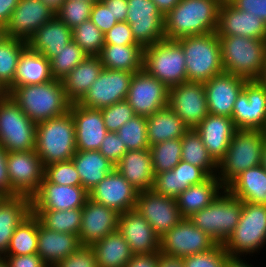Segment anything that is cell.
Listing matches in <instances>:
<instances>
[{"label":"cell","instance_id":"51","mask_svg":"<svg viewBox=\"0 0 266 267\" xmlns=\"http://www.w3.org/2000/svg\"><path fill=\"white\" fill-rule=\"evenodd\" d=\"M100 110L108 132H117L122 125L135 116L133 108L126 100Z\"/></svg>","mask_w":266,"mask_h":267},{"label":"cell","instance_id":"1","mask_svg":"<svg viewBox=\"0 0 266 267\" xmlns=\"http://www.w3.org/2000/svg\"><path fill=\"white\" fill-rule=\"evenodd\" d=\"M223 0H180L164 16L166 40L216 32Z\"/></svg>","mask_w":266,"mask_h":267},{"label":"cell","instance_id":"29","mask_svg":"<svg viewBox=\"0 0 266 267\" xmlns=\"http://www.w3.org/2000/svg\"><path fill=\"white\" fill-rule=\"evenodd\" d=\"M115 169L139 192L152 189L155 175L150 149L127 151Z\"/></svg>","mask_w":266,"mask_h":267},{"label":"cell","instance_id":"28","mask_svg":"<svg viewBox=\"0 0 266 267\" xmlns=\"http://www.w3.org/2000/svg\"><path fill=\"white\" fill-rule=\"evenodd\" d=\"M80 246L77 235L49 230L38 219L37 254L48 267H55Z\"/></svg>","mask_w":266,"mask_h":267},{"label":"cell","instance_id":"35","mask_svg":"<svg viewBox=\"0 0 266 267\" xmlns=\"http://www.w3.org/2000/svg\"><path fill=\"white\" fill-rule=\"evenodd\" d=\"M81 186L89 192L115 169V165L98 150L76 151L72 157Z\"/></svg>","mask_w":266,"mask_h":267},{"label":"cell","instance_id":"15","mask_svg":"<svg viewBox=\"0 0 266 267\" xmlns=\"http://www.w3.org/2000/svg\"><path fill=\"white\" fill-rule=\"evenodd\" d=\"M217 242L196 227L189 218H183L160 238V253L183 258L213 248Z\"/></svg>","mask_w":266,"mask_h":267},{"label":"cell","instance_id":"66","mask_svg":"<svg viewBox=\"0 0 266 267\" xmlns=\"http://www.w3.org/2000/svg\"><path fill=\"white\" fill-rule=\"evenodd\" d=\"M225 267H254V266H253V264L248 263L245 260V258L242 259V258H231V257H229L227 262H226V266Z\"/></svg>","mask_w":266,"mask_h":267},{"label":"cell","instance_id":"43","mask_svg":"<svg viewBox=\"0 0 266 267\" xmlns=\"http://www.w3.org/2000/svg\"><path fill=\"white\" fill-rule=\"evenodd\" d=\"M38 218L31 213L15 229L6 255H30L37 253Z\"/></svg>","mask_w":266,"mask_h":267},{"label":"cell","instance_id":"16","mask_svg":"<svg viewBox=\"0 0 266 267\" xmlns=\"http://www.w3.org/2000/svg\"><path fill=\"white\" fill-rule=\"evenodd\" d=\"M168 106L189 129L209 114L203 82H185L169 88Z\"/></svg>","mask_w":266,"mask_h":267},{"label":"cell","instance_id":"9","mask_svg":"<svg viewBox=\"0 0 266 267\" xmlns=\"http://www.w3.org/2000/svg\"><path fill=\"white\" fill-rule=\"evenodd\" d=\"M143 69L168 88L187 82L184 52L175 40L164 39L144 48Z\"/></svg>","mask_w":266,"mask_h":267},{"label":"cell","instance_id":"61","mask_svg":"<svg viewBox=\"0 0 266 267\" xmlns=\"http://www.w3.org/2000/svg\"><path fill=\"white\" fill-rule=\"evenodd\" d=\"M159 253L160 252L133 255L125 267H157Z\"/></svg>","mask_w":266,"mask_h":267},{"label":"cell","instance_id":"41","mask_svg":"<svg viewBox=\"0 0 266 267\" xmlns=\"http://www.w3.org/2000/svg\"><path fill=\"white\" fill-rule=\"evenodd\" d=\"M27 47V42L10 37L0 42V90L3 93L13 85L17 64Z\"/></svg>","mask_w":266,"mask_h":267},{"label":"cell","instance_id":"58","mask_svg":"<svg viewBox=\"0 0 266 267\" xmlns=\"http://www.w3.org/2000/svg\"><path fill=\"white\" fill-rule=\"evenodd\" d=\"M238 10L258 16L266 23V0H227Z\"/></svg>","mask_w":266,"mask_h":267},{"label":"cell","instance_id":"20","mask_svg":"<svg viewBox=\"0 0 266 267\" xmlns=\"http://www.w3.org/2000/svg\"><path fill=\"white\" fill-rule=\"evenodd\" d=\"M88 193L90 199L120 214L136 208L139 191L114 169Z\"/></svg>","mask_w":266,"mask_h":267},{"label":"cell","instance_id":"54","mask_svg":"<svg viewBox=\"0 0 266 267\" xmlns=\"http://www.w3.org/2000/svg\"><path fill=\"white\" fill-rule=\"evenodd\" d=\"M55 267H98V265L92 247L81 245Z\"/></svg>","mask_w":266,"mask_h":267},{"label":"cell","instance_id":"13","mask_svg":"<svg viewBox=\"0 0 266 267\" xmlns=\"http://www.w3.org/2000/svg\"><path fill=\"white\" fill-rule=\"evenodd\" d=\"M133 74L134 72L103 68L78 104L100 110L126 100Z\"/></svg>","mask_w":266,"mask_h":267},{"label":"cell","instance_id":"67","mask_svg":"<svg viewBox=\"0 0 266 267\" xmlns=\"http://www.w3.org/2000/svg\"><path fill=\"white\" fill-rule=\"evenodd\" d=\"M41 1L56 12L61 7V5L65 0H41Z\"/></svg>","mask_w":266,"mask_h":267},{"label":"cell","instance_id":"11","mask_svg":"<svg viewBox=\"0 0 266 267\" xmlns=\"http://www.w3.org/2000/svg\"><path fill=\"white\" fill-rule=\"evenodd\" d=\"M7 170L11 197L32 198L44 178V166L35 150L7 152Z\"/></svg>","mask_w":266,"mask_h":267},{"label":"cell","instance_id":"65","mask_svg":"<svg viewBox=\"0 0 266 267\" xmlns=\"http://www.w3.org/2000/svg\"><path fill=\"white\" fill-rule=\"evenodd\" d=\"M159 11L165 16L169 11H171L180 0H152Z\"/></svg>","mask_w":266,"mask_h":267},{"label":"cell","instance_id":"70","mask_svg":"<svg viewBox=\"0 0 266 267\" xmlns=\"http://www.w3.org/2000/svg\"><path fill=\"white\" fill-rule=\"evenodd\" d=\"M6 38V29L5 25L0 23V42Z\"/></svg>","mask_w":266,"mask_h":267},{"label":"cell","instance_id":"60","mask_svg":"<svg viewBox=\"0 0 266 267\" xmlns=\"http://www.w3.org/2000/svg\"><path fill=\"white\" fill-rule=\"evenodd\" d=\"M0 197H11V186L7 170V152L0 145Z\"/></svg>","mask_w":266,"mask_h":267},{"label":"cell","instance_id":"24","mask_svg":"<svg viewBox=\"0 0 266 267\" xmlns=\"http://www.w3.org/2000/svg\"><path fill=\"white\" fill-rule=\"evenodd\" d=\"M118 231L134 255L160 252V237L136 208L119 214Z\"/></svg>","mask_w":266,"mask_h":267},{"label":"cell","instance_id":"47","mask_svg":"<svg viewBox=\"0 0 266 267\" xmlns=\"http://www.w3.org/2000/svg\"><path fill=\"white\" fill-rule=\"evenodd\" d=\"M72 40L88 56H99L104 46V33L89 19L72 29Z\"/></svg>","mask_w":266,"mask_h":267},{"label":"cell","instance_id":"39","mask_svg":"<svg viewBox=\"0 0 266 267\" xmlns=\"http://www.w3.org/2000/svg\"><path fill=\"white\" fill-rule=\"evenodd\" d=\"M91 247L98 267H125L134 255L118 230L103 237Z\"/></svg>","mask_w":266,"mask_h":267},{"label":"cell","instance_id":"46","mask_svg":"<svg viewBox=\"0 0 266 267\" xmlns=\"http://www.w3.org/2000/svg\"><path fill=\"white\" fill-rule=\"evenodd\" d=\"M127 151L149 149L147 139V118L135 115L116 132Z\"/></svg>","mask_w":266,"mask_h":267},{"label":"cell","instance_id":"34","mask_svg":"<svg viewBox=\"0 0 266 267\" xmlns=\"http://www.w3.org/2000/svg\"><path fill=\"white\" fill-rule=\"evenodd\" d=\"M225 189L242 202L266 205V170L262 165L248 168Z\"/></svg>","mask_w":266,"mask_h":267},{"label":"cell","instance_id":"22","mask_svg":"<svg viewBox=\"0 0 266 267\" xmlns=\"http://www.w3.org/2000/svg\"><path fill=\"white\" fill-rule=\"evenodd\" d=\"M247 81L235 74L223 72L203 82L208 112L231 117L234 103Z\"/></svg>","mask_w":266,"mask_h":267},{"label":"cell","instance_id":"69","mask_svg":"<svg viewBox=\"0 0 266 267\" xmlns=\"http://www.w3.org/2000/svg\"><path fill=\"white\" fill-rule=\"evenodd\" d=\"M261 165L266 170V137L264 140V146H263V150H262Z\"/></svg>","mask_w":266,"mask_h":267},{"label":"cell","instance_id":"62","mask_svg":"<svg viewBox=\"0 0 266 267\" xmlns=\"http://www.w3.org/2000/svg\"><path fill=\"white\" fill-rule=\"evenodd\" d=\"M118 22L126 21L128 0H101Z\"/></svg>","mask_w":266,"mask_h":267},{"label":"cell","instance_id":"48","mask_svg":"<svg viewBox=\"0 0 266 267\" xmlns=\"http://www.w3.org/2000/svg\"><path fill=\"white\" fill-rule=\"evenodd\" d=\"M94 2L87 0H65L55 15L69 28L74 29L90 19Z\"/></svg>","mask_w":266,"mask_h":267},{"label":"cell","instance_id":"40","mask_svg":"<svg viewBox=\"0 0 266 267\" xmlns=\"http://www.w3.org/2000/svg\"><path fill=\"white\" fill-rule=\"evenodd\" d=\"M181 160L202 168L209 176L217 175L218 163L208 153L195 129H188L181 138Z\"/></svg>","mask_w":266,"mask_h":267},{"label":"cell","instance_id":"68","mask_svg":"<svg viewBox=\"0 0 266 267\" xmlns=\"http://www.w3.org/2000/svg\"><path fill=\"white\" fill-rule=\"evenodd\" d=\"M257 81L266 89V56L263 64V70L257 79Z\"/></svg>","mask_w":266,"mask_h":267},{"label":"cell","instance_id":"12","mask_svg":"<svg viewBox=\"0 0 266 267\" xmlns=\"http://www.w3.org/2000/svg\"><path fill=\"white\" fill-rule=\"evenodd\" d=\"M126 22L143 49L165 39L164 15L152 0H128Z\"/></svg>","mask_w":266,"mask_h":267},{"label":"cell","instance_id":"26","mask_svg":"<svg viewBox=\"0 0 266 267\" xmlns=\"http://www.w3.org/2000/svg\"><path fill=\"white\" fill-rule=\"evenodd\" d=\"M75 123V140L78 151L99 150L108 133L101 110L72 103L69 110Z\"/></svg>","mask_w":266,"mask_h":267},{"label":"cell","instance_id":"45","mask_svg":"<svg viewBox=\"0 0 266 267\" xmlns=\"http://www.w3.org/2000/svg\"><path fill=\"white\" fill-rule=\"evenodd\" d=\"M88 55L85 51L71 40L58 55L50 59V69L53 79L62 80Z\"/></svg>","mask_w":266,"mask_h":267},{"label":"cell","instance_id":"50","mask_svg":"<svg viewBox=\"0 0 266 267\" xmlns=\"http://www.w3.org/2000/svg\"><path fill=\"white\" fill-rule=\"evenodd\" d=\"M229 254L222 244L213 248L182 258L184 267H225Z\"/></svg>","mask_w":266,"mask_h":267},{"label":"cell","instance_id":"38","mask_svg":"<svg viewBox=\"0 0 266 267\" xmlns=\"http://www.w3.org/2000/svg\"><path fill=\"white\" fill-rule=\"evenodd\" d=\"M143 50L139 44H104L99 58L105 69L135 73L143 69Z\"/></svg>","mask_w":266,"mask_h":267},{"label":"cell","instance_id":"32","mask_svg":"<svg viewBox=\"0 0 266 267\" xmlns=\"http://www.w3.org/2000/svg\"><path fill=\"white\" fill-rule=\"evenodd\" d=\"M224 189L216 175L209 176L204 182L191 185L176 197L182 217L189 218L209 206Z\"/></svg>","mask_w":266,"mask_h":267},{"label":"cell","instance_id":"27","mask_svg":"<svg viewBox=\"0 0 266 267\" xmlns=\"http://www.w3.org/2000/svg\"><path fill=\"white\" fill-rule=\"evenodd\" d=\"M208 153L218 163L227 153L237 128L231 117L208 114L195 128Z\"/></svg>","mask_w":266,"mask_h":267},{"label":"cell","instance_id":"14","mask_svg":"<svg viewBox=\"0 0 266 267\" xmlns=\"http://www.w3.org/2000/svg\"><path fill=\"white\" fill-rule=\"evenodd\" d=\"M168 97L169 88L142 69L133 74L126 101L135 115L147 118L167 107Z\"/></svg>","mask_w":266,"mask_h":267},{"label":"cell","instance_id":"49","mask_svg":"<svg viewBox=\"0 0 266 267\" xmlns=\"http://www.w3.org/2000/svg\"><path fill=\"white\" fill-rule=\"evenodd\" d=\"M44 178L58 185L81 186V180L72 159L45 166Z\"/></svg>","mask_w":266,"mask_h":267},{"label":"cell","instance_id":"57","mask_svg":"<svg viewBox=\"0 0 266 267\" xmlns=\"http://www.w3.org/2000/svg\"><path fill=\"white\" fill-rule=\"evenodd\" d=\"M90 20L104 34L107 33L118 22L114 18L110 9L101 0L94 2Z\"/></svg>","mask_w":266,"mask_h":267},{"label":"cell","instance_id":"52","mask_svg":"<svg viewBox=\"0 0 266 267\" xmlns=\"http://www.w3.org/2000/svg\"><path fill=\"white\" fill-rule=\"evenodd\" d=\"M152 189L163 196L176 199L180 194L179 163L172 170L156 174Z\"/></svg>","mask_w":266,"mask_h":267},{"label":"cell","instance_id":"31","mask_svg":"<svg viewBox=\"0 0 266 267\" xmlns=\"http://www.w3.org/2000/svg\"><path fill=\"white\" fill-rule=\"evenodd\" d=\"M31 213V198L25 196L0 197V257L6 255L15 229Z\"/></svg>","mask_w":266,"mask_h":267},{"label":"cell","instance_id":"19","mask_svg":"<svg viewBox=\"0 0 266 267\" xmlns=\"http://www.w3.org/2000/svg\"><path fill=\"white\" fill-rule=\"evenodd\" d=\"M55 16V11L41 0H19L9 22L6 37L27 42L33 34Z\"/></svg>","mask_w":266,"mask_h":267},{"label":"cell","instance_id":"10","mask_svg":"<svg viewBox=\"0 0 266 267\" xmlns=\"http://www.w3.org/2000/svg\"><path fill=\"white\" fill-rule=\"evenodd\" d=\"M36 125L8 94L0 96V145L6 152L35 150Z\"/></svg>","mask_w":266,"mask_h":267},{"label":"cell","instance_id":"72","mask_svg":"<svg viewBox=\"0 0 266 267\" xmlns=\"http://www.w3.org/2000/svg\"><path fill=\"white\" fill-rule=\"evenodd\" d=\"M87 1H90V2H96V1H100V0H87Z\"/></svg>","mask_w":266,"mask_h":267},{"label":"cell","instance_id":"30","mask_svg":"<svg viewBox=\"0 0 266 267\" xmlns=\"http://www.w3.org/2000/svg\"><path fill=\"white\" fill-rule=\"evenodd\" d=\"M72 40V29L56 15L44 23L27 41V46L50 60Z\"/></svg>","mask_w":266,"mask_h":267},{"label":"cell","instance_id":"56","mask_svg":"<svg viewBox=\"0 0 266 267\" xmlns=\"http://www.w3.org/2000/svg\"><path fill=\"white\" fill-rule=\"evenodd\" d=\"M105 44L130 45L137 44L130 25L126 22H117L107 33L104 34Z\"/></svg>","mask_w":266,"mask_h":267},{"label":"cell","instance_id":"59","mask_svg":"<svg viewBox=\"0 0 266 267\" xmlns=\"http://www.w3.org/2000/svg\"><path fill=\"white\" fill-rule=\"evenodd\" d=\"M4 259L8 267H48L37 253L30 255H5Z\"/></svg>","mask_w":266,"mask_h":267},{"label":"cell","instance_id":"17","mask_svg":"<svg viewBox=\"0 0 266 267\" xmlns=\"http://www.w3.org/2000/svg\"><path fill=\"white\" fill-rule=\"evenodd\" d=\"M237 129L266 132V89L257 81H247L238 95L231 116Z\"/></svg>","mask_w":266,"mask_h":267},{"label":"cell","instance_id":"2","mask_svg":"<svg viewBox=\"0 0 266 267\" xmlns=\"http://www.w3.org/2000/svg\"><path fill=\"white\" fill-rule=\"evenodd\" d=\"M8 94L20 109L36 124L65 114L71 102L65 94L61 80L17 86L8 89Z\"/></svg>","mask_w":266,"mask_h":267},{"label":"cell","instance_id":"36","mask_svg":"<svg viewBox=\"0 0 266 267\" xmlns=\"http://www.w3.org/2000/svg\"><path fill=\"white\" fill-rule=\"evenodd\" d=\"M52 79L50 60L43 54L27 47L20 56L14 83L9 89L23 85L41 84Z\"/></svg>","mask_w":266,"mask_h":267},{"label":"cell","instance_id":"18","mask_svg":"<svg viewBox=\"0 0 266 267\" xmlns=\"http://www.w3.org/2000/svg\"><path fill=\"white\" fill-rule=\"evenodd\" d=\"M136 210L160 238L183 219L176 199L163 196L153 189L138 193Z\"/></svg>","mask_w":266,"mask_h":267},{"label":"cell","instance_id":"4","mask_svg":"<svg viewBox=\"0 0 266 267\" xmlns=\"http://www.w3.org/2000/svg\"><path fill=\"white\" fill-rule=\"evenodd\" d=\"M266 132L258 129H237L227 153L218 162L217 177L226 188L241 172L261 165Z\"/></svg>","mask_w":266,"mask_h":267},{"label":"cell","instance_id":"23","mask_svg":"<svg viewBox=\"0 0 266 267\" xmlns=\"http://www.w3.org/2000/svg\"><path fill=\"white\" fill-rule=\"evenodd\" d=\"M89 193L82 186L58 185L43 178L31 198L32 210H68L83 208Z\"/></svg>","mask_w":266,"mask_h":267},{"label":"cell","instance_id":"7","mask_svg":"<svg viewBox=\"0 0 266 267\" xmlns=\"http://www.w3.org/2000/svg\"><path fill=\"white\" fill-rule=\"evenodd\" d=\"M231 258L253 256L266 245V205L242 202L240 220L222 244Z\"/></svg>","mask_w":266,"mask_h":267},{"label":"cell","instance_id":"55","mask_svg":"<svg viewBox=\"0 0 266 267\" xmlns=\"http://www.w3.org/2000/svg\"><path fill=\"white\" fill-rule=\"evenodd\" d=\"M209 175L202 169L181 160L179 162L180 194L194 184L204 182Z\"/></svg>","mask_w":266,"mask_h":267},{"label":"cell","instance_id":"3","mask_svg":"<svg viewBox=\"0 0 266 267\" xmlns=\"http://www.w3.org/2000/svg\"><path fill=\"white\" fill-rule=\"evenodd\" d=\"M35 151L44 167L72 159L77 148L75 123L70 111L37 123Z\"/></svg>","mask_w":266,"mask_h":267},{"label":"cell","instance_id":"42","mask_svg":"<svg viewBox=\"0 0 266 267\" xmlns=\"http://www.w3.org/2000/svg\"><path fill=\"white\" fill-rule=\"evenodd\" d=\"M32 213L49 230L79 235L82 208L68 210H32Z\"/></svg>","mask_w":266,"mask_h":267},{"label":"cell","instance_id":"53","mask_svg":"<svg viewBox=\"0 0 266 267\" xmlns=\"http://www.w3.org/2000/svg\"><path fill=\"white\" fill-rule=\"evenodd\" d=\"M98 151L116 165L127 152V148L116 132H108Z\"/></svg>","mask_w":266,"mask_h":267},{"label":"cell","instance_id":"6","mask_svg":"<svg viewBox=\"0 0 266 267\" xmlns=\"http://www.w3.org/2000/svg\"><path fill=\"white\" fill-rule=\"evenodd\" d=\"M183 49L187 82H205L223 73L221 45L215 32L175 40Z\"/></svg>","mask_w":266,"mask_h":267},{"label":"cell","instance_id":"33","mask_svg":"<svg viewBox=\"0 0 266 267\" xmlns=\"http://www.w3.org/2000/svg\"><path fill=\"white\" fill-rule=\"evenodd\" d=\"M102 69L99 56H87L69 72L61 80L68 100L71 103H78L98 78Z\"/></svg>","mask_w":266,"mask_h":267},{"label":"cell","instance_id":"8","mask_svg":"<svg viewBox=\"0 0 266 267\" xmlns=\"http://www.w3.org/2000/svg\"><path fill=\"white\" fill-rule=\"evenodd\" d=\"M242 201L226 189L207 207L194 213L189 220L218 244H223L237 226Z\"/></svg>","mask_w":266,"mask_h":267},{"label":"cell","instance_id":"37","mask_svg":"<svg viewBox=\"0 0 266 267\" xmlns=\"http://www.w3.org/2000/svg\"><path fill=\"white\" fill-rule=\"evenodd\" d=\"M188 129L182 119L169 106L147 117L149 146L167 140L182 138Z\"/></svg>","mask_w":266,"mask_h":267},{"label":"cell","instance_id":"21","mask_svg":"<svg viewBox=\"0 0 266 267\" xmlns=\"http://www.w3.org/2000/svg\"><path fill=\"white\" fill-rule=\"evenodd\" d=\"M119 213L87 198L82 208L78 239L82 246H92L103 237L118 230Z\"/></svg>","mask_w":266,"mask_h":267},{"label":"cell","instance_id":"71","mask_svg":"<svg viewBox=\"0 0 266 267\" xmlns=\"http://www.w3.org/2000/svg\"><path fill=\"white\" fill-rule=\"evenodd\" d=\"M0 267H8V264L5 261L4 257H0Z\"/></svg>","mask_w":266,"mask_h":267},{"label":"cell","instance_id":"63","mask_svg":"<svg viewBox=\"0 0 266 267\" xmlns=\"http://www.w3.org/2000/svg\"><path fill=\"white\" fill-rule=\"evenodd\" d=\"M19 0H0V23L6 25Z\"/></svg>","mask_w":266,"mask_h":267},{"label":"cell","instance_id":"64","mask_svg":"<svg viewBox=\"0 0 266 267\" xmlns=\"http://www.w3.org/2000/svg\"><path fill=\"white\" fill-rule=\"evenodd\" d=\"M157 267H184L182 258L172 257L159 253V262Z\"/></svg>","mask_w":266,"mask_h":267},{"label":"cell","instance_id":"25","mask_svg":"<svg viewBox=\"0 0 266 267\" xmlns=\"http://www.w3.org/2000/svg\"><path fill=\"white\" fill-rule=\"evenodd\" d=\"M217 36H243L266 40V23L258 16L248 14L223 0L219 8Z\"/></svg>","mask_w":266,"mask_h":267},{"label":"cell","instance_id":"5","mask_svg":"<svg viewBox=\"0 0 266 267\" xmlns=\"http://www.w3.org/2000/svg\"><path fill=\"white\" fill-rule=\"evenodd\" d=\"M223 71L248 81L257 80L263 70L266 40L243 36H218Z\"/></svg>","mask_w":266,"mask_h":267},{"label":"cell","instance_id":"44","mask_svg":"<svg viewBox=\"0 0 266 267\" xmlns=\"http://www.w3.org/2000/svg\"><path fill=\"white\" fill-rule=\"evenodd\" d=\"M154 175L172 170L181 161V138L150 146Z\"/></svg>","mask_w":266,"mask_h":267}]
</instances>
